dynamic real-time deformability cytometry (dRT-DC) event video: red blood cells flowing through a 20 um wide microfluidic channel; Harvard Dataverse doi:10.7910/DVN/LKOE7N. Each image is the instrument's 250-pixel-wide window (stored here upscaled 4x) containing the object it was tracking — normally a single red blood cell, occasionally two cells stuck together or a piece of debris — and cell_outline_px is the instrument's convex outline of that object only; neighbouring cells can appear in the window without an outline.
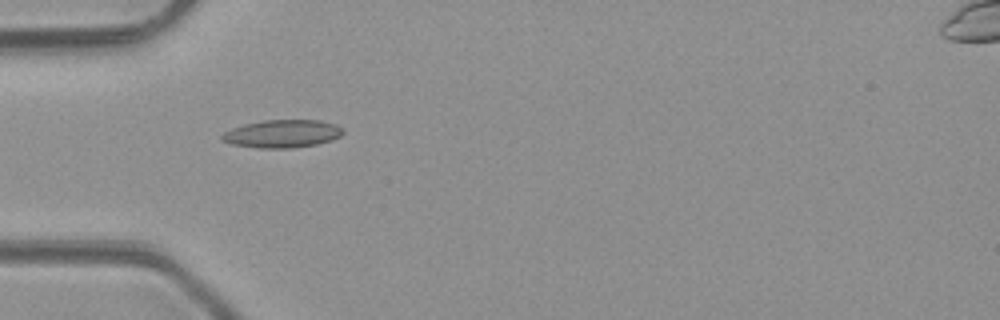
{"species": "common noctule bat (a hibernating species)", "species_latin": "Nyctalus noctula", "temperature_condition": "room temperature", "stored_images_in_passage": 6, "camera_frame_rate_fps": 3000, "um_per_image_px": 0.085, "animal": {"sex": "male", "body_mass_g": 23.1, "forearm_length_mm": 52.7}, "frame": {"image": 1, "passage_image": 4, "time_ms": 4.333, "image_size_px": [1000, 320], "cell_outline_px": [[344, 132], [340, 136], [332, 140], [316, 144], [292, 148], [256, 148], [232, 144], [220, 140], [220, 136], [224, 132], [232, 128], [244, 124], [264, 120], [320, 120], [336, 124], [344, 128]], "centroid_in_image_um": [24.0, 11.36], "position_along_channel_um": 61.0, "area_um2": 19.83}}
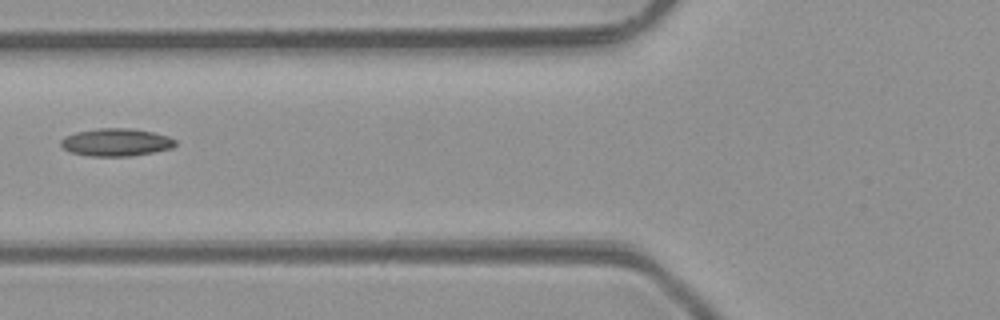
{"frame": {"image": 2, "passage_image": 5, "time_ms": 5.667, "image_size_px": [1000, 320], "cell_outline_px": [[176, 144], [172, 148], [152, 152], [128, 156], [88, 156], [72, 152], [64, 148], [60, 144], [60, 140], [64, 136], [76, 132], [96, 128], [132, 128], [152, 132], [168, 136], [176, 140]], "centroid_in_image_um": [9.85, 12.08], "position_along_channel_um": 115.9, "area_um2": 18.44}}
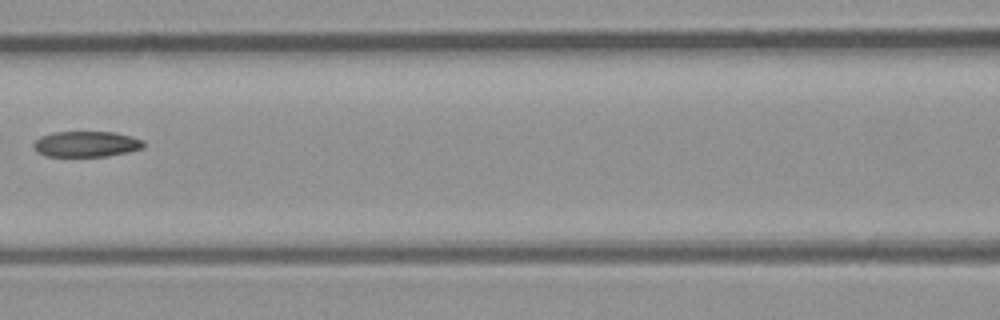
{"frame": {"image": 3, "passage_image": 6, "time_ms": 6.667, "image_size_px": [1000, 320], "cell_outline_px": [[144, 148], [128, 152], [108, 156], [44, 156], [36, 152], [32, 144], [40, 136], [52, 132], [116, 132], [132, 136], [144, 140]], "centroid_in_image_um": [7.33, 12.24], "position_along_channel_um": 159.3, "area_um2": 16.7}}